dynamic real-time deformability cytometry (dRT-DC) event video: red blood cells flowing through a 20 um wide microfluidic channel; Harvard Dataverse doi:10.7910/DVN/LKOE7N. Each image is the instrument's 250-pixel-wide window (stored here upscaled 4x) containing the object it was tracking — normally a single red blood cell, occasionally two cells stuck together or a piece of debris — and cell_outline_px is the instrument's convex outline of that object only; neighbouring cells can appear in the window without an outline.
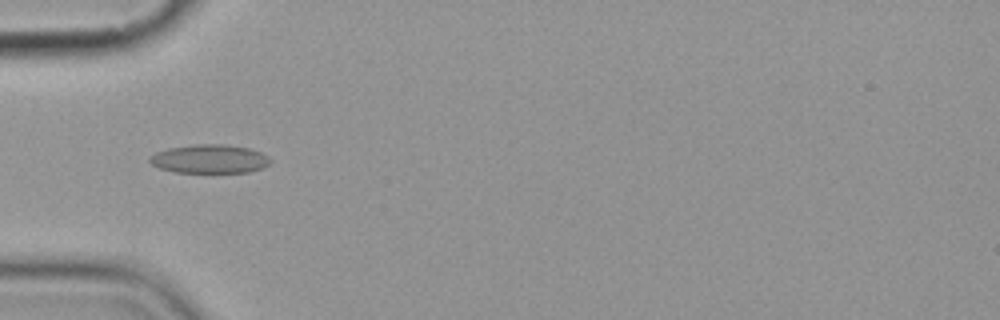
{"species": "common noctule bat (a hibernating species)", "species_latin": "Nyctalus noctula", "temperature_condition": "cold", "stored_images_in_passage": 5, "camera_frame_rate_fps": 3000, "um_per_image_px": 0.085, "animal": {"sex": "female", "body_mass_g": 19.9}, "frame": {"image": 1, "passage_image": 5, "time_ms": 4.333, "image_size_px": [1000, 320], "cell_outline_px": [[272, 160], [268, 164], [260, 168], [248, 172], [176, 172], [160, 168], [152, 164], [148, 160], [148, 156], [156, 152], [168, 148], [196, 144], [224, 144], [248, 148], [260, 152], [268, 156]], "centroid_in_image_um": [17.79, 13.5], "position_along_channel_um": 67.2, "area_um2": 20.06}}